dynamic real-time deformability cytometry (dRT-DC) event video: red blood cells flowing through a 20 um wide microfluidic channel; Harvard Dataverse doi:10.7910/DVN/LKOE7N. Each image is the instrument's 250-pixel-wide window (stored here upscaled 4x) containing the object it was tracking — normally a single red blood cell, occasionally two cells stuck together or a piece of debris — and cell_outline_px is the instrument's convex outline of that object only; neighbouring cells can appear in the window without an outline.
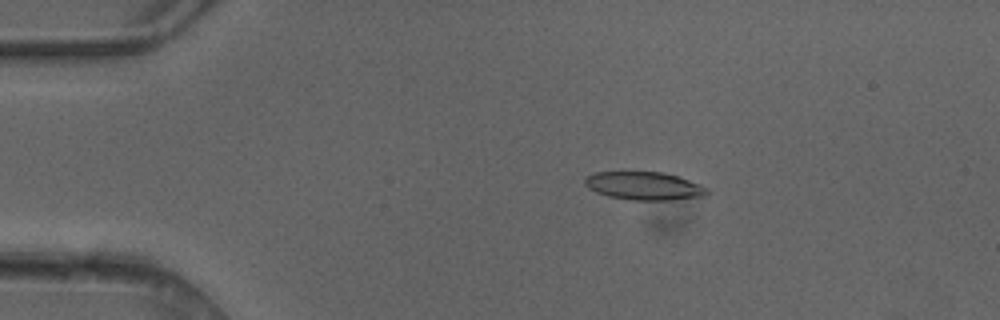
{"species": "common noctule bat (a hibernating species)", "species_latin": "Nyctalus noctula", "temperature_condition": "cold", "stored_images_in_passage": 6, "camera_frame_rate_fps": 3000, "um_per_image_px": 0.085, "animal": {"sex": "female"}, "frame": {"image": 1, "passage_image": 3, "time_ms": 0.667, "image_size_px": [1000, 320], "cell_outline_px": [[708, 192], [704, 196], [668, 200], [632, 200], [608, 196], [596, 192], [588, 188], [584, 184], [584, 180], [588, 176], [596, 172], [660, 172], [676, 176], [700, 184], [708, 188]], "centroid_in_image_um": [54.73, 15.8], "position_along_channel_um": 30.3, "area_um2": 19.83}}
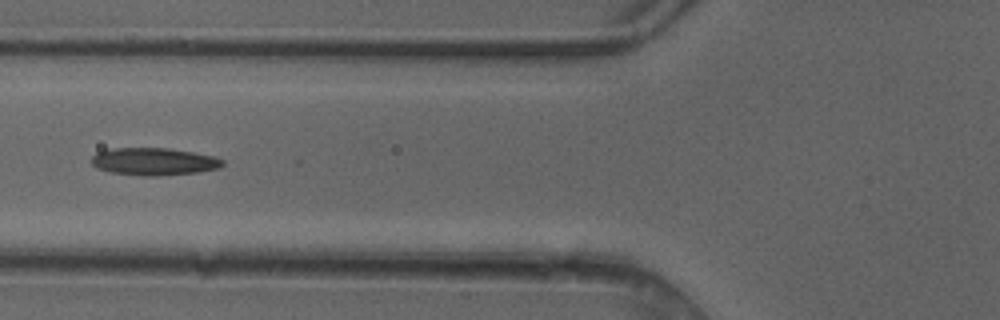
{"frame": {"image": 2, "passage_image": 6, "time_ms": 1.667, "image_size_px": [1000, 320], "cell_outline_px": [[224, 164], [220, 168], [196, 172], [156, 176], [144, 176], [108, 172], [96, 168], [92, 164], [92, 156], [96, 152], [112, 148], [168, 148], [192, 152], [212, 156], [224, 160]], "centroid_in_image_um": [13.05, 13.73], "position_along_channel_um": 112.8, "area_um2": 20.98}}